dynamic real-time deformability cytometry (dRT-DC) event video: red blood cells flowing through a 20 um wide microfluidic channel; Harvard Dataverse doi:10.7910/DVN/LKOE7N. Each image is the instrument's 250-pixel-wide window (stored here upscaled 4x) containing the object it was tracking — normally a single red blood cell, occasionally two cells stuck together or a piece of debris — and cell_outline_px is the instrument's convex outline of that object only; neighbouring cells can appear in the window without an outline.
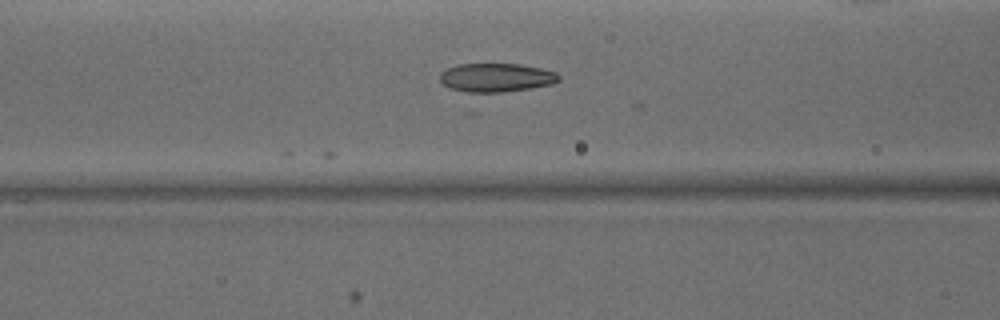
{"species": "common noctule bat (a hibernating species)", "species_latin": "Nyctalus noctula", "temperature_condition": "warm", "stored_images_in_passage": 7, "camera_frame_rate_fps": 3000, "um_per_image_px": 0.085, "animal": {"sex": "male", "body_mass_g": 15.6}, "frame": {"image": 1, "passage_image": 7, "time_ms": 2.0, "image_size_px": [1000, 320], "cell_outline_px": [[560, 80], [552, 84], [480, 96], [476, 96], [452, 88], [444, 84], [440, 80], [440, 72], [456, 64], [520, 64], [540, 68], [556, 72], [560, 76]], "centroid_in_image_um": [42.14, 6.63], "position_along_channel_um": 124.5, "area_um2": 20.4}}